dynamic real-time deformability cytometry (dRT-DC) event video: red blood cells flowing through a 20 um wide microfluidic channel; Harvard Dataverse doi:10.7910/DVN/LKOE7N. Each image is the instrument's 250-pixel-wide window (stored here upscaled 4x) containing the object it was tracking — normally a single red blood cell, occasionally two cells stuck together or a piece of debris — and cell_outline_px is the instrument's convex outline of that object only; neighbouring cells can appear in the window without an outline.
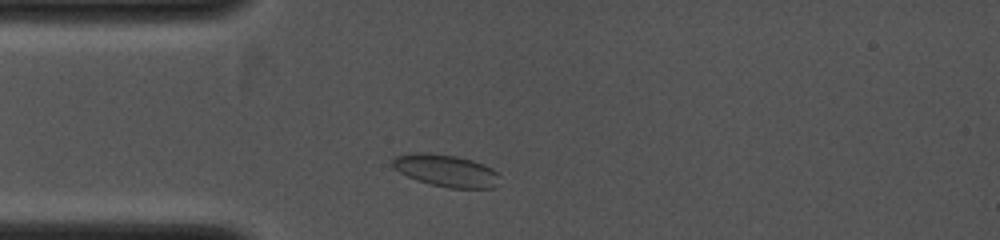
{"species": "common noctule bat (a hibernating species)", "species_latin": "Nyctalus noctula", "temperature_condition": "cold", "stored_images_in_passage": 3, "camera_frame_rate_fps": 4000, "um_per_image_px": 0.085, "animal": {"sex": "female", "body_mass_g": 19.0, "forearm_length_mm": 53.3}, "frame": {"image": 1, "passage_image": 2, "time_ms": 0.75, "image_size_px": [1000, 240], "cell_outline_px": [[500, 176], [496, 188], [448, 188], [416, 180], [392, 168], [392, 160], [396, 156], [412, 152], [424, 152], [456, 156], [472, 160], [484, 164], [492, 168]], "centroid_in_image_um": [37.91, 14.5], "position_along_channel_um": 47.1, "area_um2": 20.17}}